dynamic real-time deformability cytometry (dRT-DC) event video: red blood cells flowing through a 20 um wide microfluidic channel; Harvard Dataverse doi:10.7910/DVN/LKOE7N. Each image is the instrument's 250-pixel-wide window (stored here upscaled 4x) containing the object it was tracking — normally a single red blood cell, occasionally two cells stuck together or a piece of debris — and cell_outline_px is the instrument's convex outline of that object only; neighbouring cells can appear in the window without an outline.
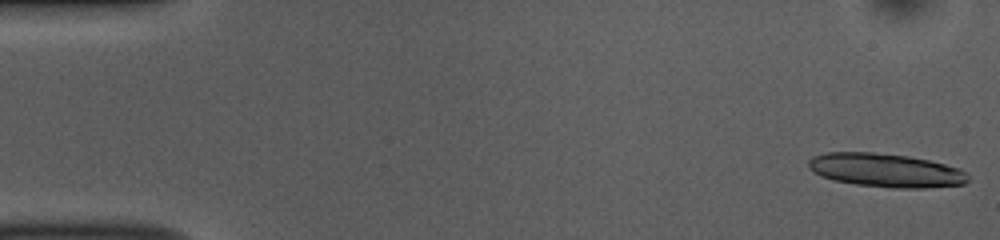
{"species": "common noctule bat (a hibernating species)", "species_latin": "Nyctalus noctula", "temperature_condition": "room temperature", "stored_images_in_passage": 53, "camera_frame_rate_fps": 3000, "um_per_image_px": 0.085, "animal": {"sex": "female", "body_mass_g": 10.0, "forearm_length_mm": 53.1}, "frame": {"image": 1, "passage_image": 1, "time_ms": 0.0, "image_size_px": [1000, 240], "cell_outline_px": [[968, 180], [964, 184], [924, 188], [892, 188], [856, 184], [832, 180], [820, 176], [812, 172], [808, 168], [808, 160], [812, 156], [828, 152], [872, 152], [908, 156], [928, 160], [960, 168], [968, 176]], "centroid_in_image_um": [75.24, 14.47], "position_along_channel_um": 9.8, "area_um2": 31.39}}
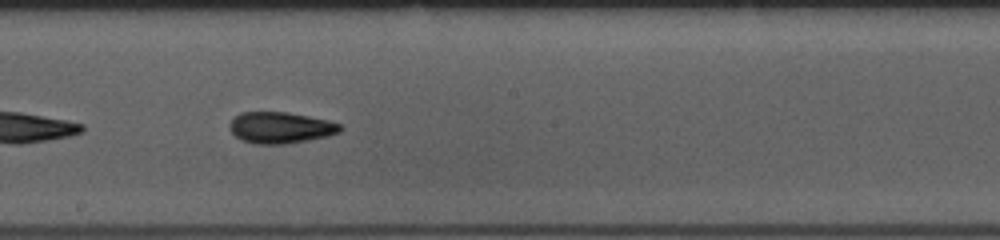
{"frame": {"image": 2, "passage_image": 29, "time_ms": 9.333, "image_size_px": [1000, 240], "cell_outline_px": [[344, 128], [340, 132], [328, 136], [284, 144], [256, 144], [244, 140], [236, 136], [228, 128], [228, 124], [240, 112], [288, 112], [328, 120], [340, 124]], "centroid_in_image_um": [23.85, 10.84], "position_along_channel_um": 224.3, "area_um2": 20.11}}
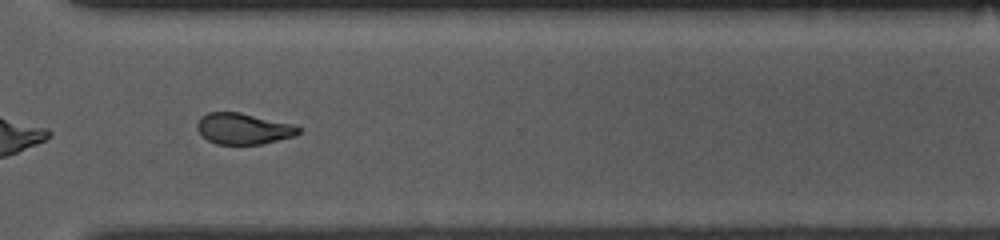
{"frame": {"image": 3, "passage_image": 39, "time_ms": 12.667, "image_size_px": [1000, 240], "cell_outline_px": [[300, 132], [296, 136], [260, 144], [216, 144], [208, 140], [196, 128], [196, 124], [200, 116], [208, 112], [240, 112], [296, 124], [300, 128]], "centroid_in_image_um": [20.71, 10.92], "position_along_channel_um": 349.9, "area_um2": 18.55}, "authors_computed_cell_mechanics": {"area_um2": 19.7098, "velocity_mm_per_s": 3.7783, "shape_relaxation_time_tau1_ms": 5.3039, "shape_relaxation_time_tau2_ms": 3.4411, "deformation_change_tau1": 0.1858, "deformation_change_tau2": 0.1044}}